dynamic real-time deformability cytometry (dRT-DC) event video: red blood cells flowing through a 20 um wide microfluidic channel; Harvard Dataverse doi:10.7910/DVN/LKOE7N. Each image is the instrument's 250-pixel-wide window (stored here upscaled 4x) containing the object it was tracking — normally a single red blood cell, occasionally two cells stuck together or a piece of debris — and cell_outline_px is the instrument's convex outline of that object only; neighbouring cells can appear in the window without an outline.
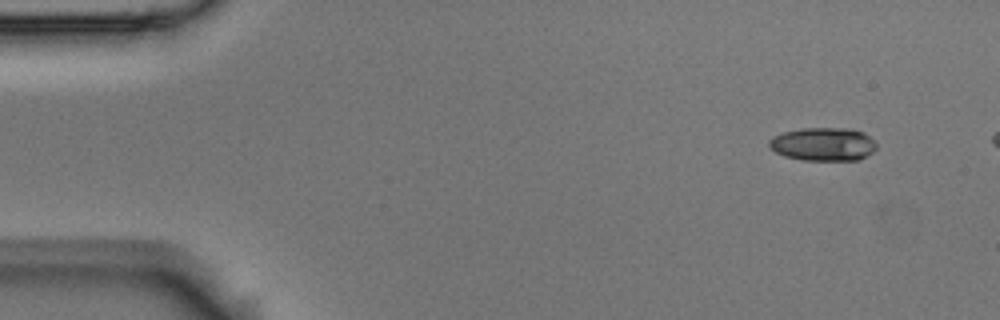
{"species": "Egyptian fruit bat (a non-hibernating species)", "species_latin": "Rousettus aegyptiacus", "temperature_condition": "room temperature", "stored_images_in_passage": 5, "camera_frame_rate_fps": 3000, "um_per_image_px": 0.085, "animal": {"sex": "male"}, "frame": {"image": 1, "passage_image": 1, "time_ms": 0.0, "image_size_px": [1000, 320], "cell_outline_px": [[876, 148], [872, 152], [856, 160], [804, 160], [784, 156], [776, 152], [768, 144], [768, 140], [772, 136], [784, 132], [800, 128], [848, 128], [864, 132], [876, 144]], "centroid_in_image_um": [69.94, 12.24], "position_along_channel_um": 15.1, "area_um2": 20.75}}